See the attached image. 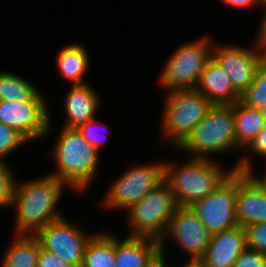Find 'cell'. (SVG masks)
I'll use <instances>...</instances> for the list:
<instances>
[{
    "mask_svg": "<svg viewBox=\"0 0 266 267\" xmlns=\"http://www.w3.org/2000/svg\"><path fill=\"white\" fill-rule=\"evenodd\" d=\"M264 119V128H266V109L262 112Z\"/></svg>",
    "mask_w": 266,
    "mask_h": 267,
    "instance_id": "37",
    "label": "cell"
},
{
    "mask_svg": "<svg viewBox=\"0 0 266 267\" xmlns=\"http://www.w3.org/2000/svg\"><path fill=\"white\" fill-rule=\"evenodd\" d=\"M9 165L5 159L0 158V208H10L15 195L17 177L15 170Z\"/></svg>",
    "mask_w": 266,
    "mask_h": 267,
    "instance_id": "26",
    "label": "cell"
},
{
    "mask_svg": "<svg viewBox=\"0 0 266 267\" xmlns=\"http://www.w3.org/2000/svg\"><path fill=\"white\" fill-rule=\"evenodd\" d=\"M264 12L260 20L259 29L257 30V35L255 36V41L259 46H261L266 51V7L263 8Z\"/></svg>",
    "mask_w": 266,
    "mask_h": 267,
    "instance_id": "32",
    "label": "cell"
},
{
    "mask_svg": "<svg viewBox=\"0 0 266 267\" xmlns=\"http://www.w3.org/2000/svg\"><path fill=\"white\" fill-rule=\"evenodd\" d=\"M261 7H266V0H260Z\"/></svg>",
    "mask_w": 266,
    "mask_h": 267,
    "instance_id": "38",
    "label": "cell"
},
{
    "mask_svg": "<svg viewBox=\"0 0 266 267\" xmlns=\"http://www.w3.org/2000/svg\"><path fill=\"white\" fill-rule=\"evenodd\" d=\"M58 136L52 150L55 169L49 174L81 193L90 187L99 170L100 152L77 128L62 127Z\"/></svg>",
    "mask_w": 266,
    "mask_h": 267,
    "instance_id": "2",
    "label": "cell"
},
{
    "mask_svg": "<svg viewBox=\"0 0 266 267\" xmlns=\"http://www.w3.org/2000/svg\"><path fill=\"white\" fill-rule=\"evenodd\" d=\"M237 171L234 170L211 194L194 202L190 208L211 234L231 229L236 218Z\"/></svg>",
    "mask_w": 266,
    "mask_h": 267,
    "instance_id": "10",
    "label": "cell"
},
{
    "mask_svg": "<svg viewBox=\"0 0 266 267\" xmlns=\"http://www.w3.org/2000/svg\"><path fill=\"white\" fill-rule=\"evenodd\" d=\"M244 150L247 155H242L235 161L233 168L240 172H254L253 156L262 157L266 160V128H263ZM250 157H252V160Z\"/></svg>",
    "mask_w": 266,
    "mask_h": 267,
    "instance_id": "25",
    "label": "cell"
},
{
    "mask_svg": "<svg viewBox=\"0 0 266 267\" xmlns=\"http://www.w3.org/2000/svg\"><path fill=\"white\" fill-rule=\"evenodd\" d=\"M152 267H165V259L161 258L154 266Z\"/></svg>",
    "mask_w": 266,
    "mask_h": 267,
    "instance_id": "35",
    "label": "cell"
},
{
    "mask_svg": "<svg viewBox=\"0 0 266 267\" xmlns=\"http://www.w3.org/2000/svg\"><path fill=\"white\" fill-rule=\"evenodd\" d=\"M166 263H167V262H166V260H165V267H173L172 264H171V266H170V265H167Z\"/></svg>",
    "mask_w": 266,
    "mask_h": 267,
    "instance_id": "39",
    "label": "cell"
},
{
    "mask_svg": "<svg viewBox=\"0 0 266 267\" xmlns=\"http://www.w3.org/2000/svg\"><path fill=\"white\" fill-rule=\"evenodd\" d=\"M68 185L49 174L16 184L11 208L15 210L14 234L36 235L49 223L65 217L59 202ZM13 206V207H12Z\"/></svg>",
    "mask_w": 266,
    "mask_h": 267,
    "instance_id": "1",
    "label": "cell"
},
{
    "mask_svg": "<svg viewBox=\"0 0 266 267\" xmlns=\"http://www.w3.org/2000/svg\"><path fill=\"white\" fill-rule=\"evenodd\" d=\"M225 5L231 8H254L256 6H261L260 0H221Z\"/></svg>",
    "mask_w": 266,
    "mask_h": 267,
    "instance_id": "33",
    "label": "cell"
},
{
    "mask_svg": "<svg viewBox=\"0 0 266 267\" xmlns=\"http://www.w3.org/2000/svg\"><path fill=\"white\" fill-rule=\"evenodd\" d=\"M49 107L41 90L26 101L0 100V122L16 129L29 142L42 140L53 131Z\"/></svg>",
    "mask_w": 266,
    "mask_h": 267,
    "instance_id": "9",
    "label": "cell"
},
{
    "mask_svg": "<svg viewBox=\"0 0 266 267\" xmlns=\"http://www.w3.org/2000/svg\"><path fill=\"white\" fill-rule=\"evenodd\" d=\"M37 267H75L64 262L55 253L44 249L41 245L37 256Z\"/></svg>",
    "mask_w": 266,
    "mask_h": 267,
    "instance_id": "31",
    "label": "cell"
},
{
    "mask_svg": "<svg viewBox=\"0 0 266 267\" xmlns=\"http://www.w3.org/2000/svg\"><path fill=\"white\" fill-rule=\"evenodd\" d=\"M173 267H199L197 264H182V265H173Z\"/></svg>",
    "mask_w": 266,
    "mask_h": 267,
    "instance_id": "36",
    "label": "cell"
},
{
    "mask_svg": "<svg viewBox=\"0 0 266 267\" xmlns=\"http://www.w3.org/2000/svg\"><path fill=\"white\" fill-rule=\"evenodd\" d=\"M256 177L257 179L263 184V186L266 188V171L264 172L263 175H256L255 172H252Z\"/></svg>",
    "mask_w": 266,
    "mask_h": 267,
    "instance_id": "34",
    "label": "cell"
},
{
    "mask_svg": "<svg viewBox=\"0 0 266 267\" xmlns=\"http://www.w3.org/2000/svg\"><path fill=\"white\" fill-rule=\"evenodd\" d=\"M237 145L244 149L264 128L262 111L245 105L241 100L233 104Z\"/></svg>",
    "mask_w": 266,
    "mask_h": 267,
    "instance_id": "21",
    "label": "cell"
},
{
    "mask_svg": "<svg viewBox=\"0 0 266 267\" xmlns=\"http://www.w3.org/2000/svg\"><path fill=\"white\" fill-rule=\"evenodd\" d=\"M195 90L201 92L213 105H233L241 100L226 70L213 57L203 69Z\"/></svg>",
    "mask_w": 266,
    "mask_h": 267,
    "instance_id": "17",
    "label": "cell"
},
{
    "mask_svg": "<svg viewBox=\"0 0 266 267\" xmlns=\"http://www.w3.org/2000/svg\"><path fill=\"white\" fill-rule=\"evenodd\" d=\"M211 237L212 234L190 207H180L171 218L166 236L160 242L161 258L167 260L165 244L171 239L180 247L182 253L189 256L183 264H197L206 252Z\"/></svg>",
    "mask_w": 266,
    "mask_h": 267,
    "instance_id": "11",
    "label": "cell"
},
{
    "mask_svg": "<svg viewBox=\"0 0 266 267\" xmlns=\"http://www.w3.org/2000/svg\"><path fill=\"white\" fill-rule=\"evenodd\" d=\"M29 141L16 129L0 122V158L6 159L8 155ZM17 149V150H16Z\"/></svg>",
    "mask_w": 266,
    "mask_h": 267,
    "instance_id": "27",
    "label": "cell"
},
{
    "mask_svg": "<svg viewBox=\"0 0 266 267\" xmlns=\"http://www.w3.org/2000/svg\"><path fill=\"white\" fill-rule=\"evenodd\" d=\"M243 228L246 248L266 253V223L248 224Z\"/></svg>",
    "mask_w": 266,
    "mask_h": 267,
    "instance_id": "28",
    "label": "cell"
},
{
    "mask_svg": "<svg viewBox=\"0 0 266 267\" xmlns=\"http://www.w3.org/2000/svg\"><path fill=\"white\" fill-rule=\"evenodd\" d=\"M102 122H98L96 118L89 120L88 122L81 124L77 130L82 134L84 140L89 143L92 147L96 148L98 151H101V146L106 141L104 138L99 135L100 125ZM103 128V127H101ZM104 129V128H103ZM103 132V130L101 131Z\"/></svg>",
    "mask_w": 266,
    "mask_h": 267,
    "instance_id": "29",
    "label": "cell"
},
{
    "mask_svg": "<svg viewBox=\"0 0 266 267\" xmlns=\"http://www.w3.org/2000/svg\"><path fill=\"white\" fill-rule=\"evenodd\" d=\"M64 110L66 121L63 127L78 128L81 124L94 119L100 106V97L95 88L89 83L71 85L64 95Z\"/></svg>",
    "mask_w": 266,
    "mask_h": 267,
    "instance_id": "18",
    "label": "cell"
},
{
    "mask_svg": "<svg viewBox=\"0 0 266 267\" xmlns=\"http://www.w3.org/2000/svg\"><path fill=\"white\" fill-rule=\"evenodd\" d=\"M177 149L192 158L205 159L241 150L236 143L233 105H213Z\"/></svg>",
    "mask_w": 266,
    "mask_h": 267,
    "instance_id": "4",
    "label": "cell"
},
{
    "mask_svg": "<svg viewBox=\"0 0 266 267\" xmlns=\"http://www.w3.org/2000/svg\"><path fill=\"white\" fill-rule=\"evenodd\" d=\"M56 55V68L61 77L71 85L86 84L84 76L90 69L91 60L85 46L76 43L66 44L58 50ZM90 65V66H89Z\"/></svg>",
    "mask_w": 266,
    "mask_h": 267,
    "instance_id": "19",
    "label": "cell"
},
{
    "mask_svg": "<svg viewBox=\"0 0 266 267\" xmlns=\"http://www.w3.org/2000/svg\"><path fill=\"white\" fill-rule=\"evenodd\" d=\"M165 161V181L180 207H190L211 194L235 170L233 167L225 170L214 159L190 157L180 166L178 162Z\"/></svg>",
    "mask_w": 266,
    "mask_h": 267,
    "instance_id": "3",
    "label": "cell"
},
{
    "mask_svg": "<svg viewBox=\"0 0 266 267\" xmlns=\"http://www.w3.org/2000/svg\"><path fill=\"white\" fill-rule=\"evenodd\" d=\"M241 101L262 112L266 109V59L260 65L252 84L241 95Z\"/></svg>",
    "mask_w": 266,
    "mask_h": 267,
    "instance_id": "24",
    "label": "cell"
},
{
    "mask_svg": "<svg viewBox=\"0 0 266 267\" xmlns=\"http://www.w3.org/2000/svg\"><path fill=\"white\" fill-rule=\"evenodd\" d=\"M203 35L181 44L171 53L158 76V86L164 91L195 89L199 77L212 57L214 41ZM213 42V43H212Z\"/></svg>",
    "mask_w": 266,
    "mask_h": 267,
    "instance_id": "7",
    "label": "cell"
},
{
    "mask_svg": "<svg viewBox=\"0 0 266 267\" xmlns=\"http://www.w3.org/2000/svg\"><path fill=\"white\" fill-rule=\"evenodd\" d=\"M115 236V267H152L161 259V244L148 237Z\"/></svg>",
    "mask_w": 266,
    "mask_h": 267,
    "instance_id": "16",
    "label": "cell"
},
{
    "mask_svg": "<svg viewBox=\"0 0 266 267\" xmlns=\"http://www.w3.org/2000/svg\"><path fill=\"white\" fill-rule=\"evenodd\" d=\"M81 267H115V234L96 232L85 246Z\"/></svg>",
    "mask_w": 266,
    "mask_h": 267,
    "instance_id": "22",
    "label": "cell"
},
{
    "mask_svg": "<svg viewBox=\"0 0 266 267\" xmlns=\"http://www.w3.org/2000/svg\"><path fill=\"white\" fill-rule=\"evenodd\" d=\"M0 267H37L40 241L36 235L14 234Z\"/></svg>",
    "mask_w": 266,
    "mask_h": 267,
    "instance_id": "20",
    "label": "cell"
},
{
    "mask_svg": "<svg viewBox=\"0 0 266 267\" xmlns=\"http://www.w3.org/2000/svg\"><path fill=\"white\" fill-rule=\"evenodd\" d=\"M246 249L245 231L240 225L212 234L211 242L199 267H232L240 253Z\"/></svg>",
    "mask_w": 266,
    "mask_h": 267,
    "instance_id": "15",
    "label": "cell"
},
{
    "mask_svg": "<svg viewBox=\"0 0 266 267\" xmlns=\"http://www.w3.org/2000/svg\"><path fill=\"white\" fill-rule=\"evenodd\" d=\"M232 267H266V253L246 248Z\"/></svg>",
    "mask_w": 266,
    "mask_h": 267,
    "instance_id": "30",
    "label": "cell"
},
{
    "mask_svg": "<svg viewBox=\"0 0 266 267\" xmlns=\"http://www.w3.org/2000/svg\"><path fill=\"white\" fill-rule=\"evenodd\" d=\"M180 208L169 184L164 180L152 192L127 210L129 236L148 237L161 242L166 236L171 218Z\"/></svg>",
    "mask_w": 266,
    "mask_h": 267,
    "instance_id": "6",
    "label": "cell"
},
{
    "mask_svg": "<svg viewBox=\"0 0 266 267\" xmlns=\"http://www.w3.org/2000/svg\"><path fill=\"white\" fill-rule=\"evenodd\" d=\"M165 94L159 134L176 150L213 104L195 89L170 90Z\"/></svg>",
    "mask_w": 266,
    "mask_h": 267,
    "instance_id": "5",
    "label": "cell"
},
{
    "mask_svg": "<svg viewBox=\"0 0 266 267\" xmlns=\"http://www.w3.org/2000/svg\"><path fill=\"white\" fill-rule=\"evenodd\" d=\"M39 89L23 76L0 71V100L21 102L30 100Z\"/></svg>",
    "mask_w": 266,
    "mask_h": 267,
    "instance_id": "23",
    "label": "cell"
},
{
    "mask_svg": "<svg viewBox=\"0 0 266 267\" xmlns=\"http://www.w3.org/2000/svg\"><path fill=\"white\" fill-rule=\"evenodd\" d=\"M236 218L240 226L266 223V188L252 172L237 171Z\"/></svg>",
    "mask_w": 266,
    "mask_h": 267,
    "instance_id": "14",
    "label": "cell"
},
{
    "mask_svg": "<svg viewBox=\"0 0 266 267\" xmlns=\"http://www.w3.org/2000/svg\"><path fill=\"white\" fill-rule=\"evenodd\" d=\"M165 180V162L155 161L126 168L115 179L102 198V206L110 210H127Z\"/></svg>",
    "mask_w": 266,
    "mask_h": 267,
    "instance_id": "8",
    "label": "cell"
},
{
    "mask_svg": "<svg viewBox=\"0 0 266 267\" xmlns=\"http://www.w3.org/2000/svg\"><path fill=\"white\" fill-rule=\"evenodd\" d=\"M253 41L250 48L217 42L212 47V57L226 70L233 88L240 96L252 84L266 59V51Z\"/></svg>",
    "mask_w": 266,
    "mask_h": 267,
    "instance_id": "12",
    "label": "cell"
},
{
    "mask_svg": "<svg viewBox=\"0 0 266 267\" xmlns=\"http://www.w3.org/2000/svg\"><path fill=\"white\" fill-rule=\"evenodd\" d=\"M84 230L63 217L49 223L36 236L44 249L55 253L64 262L81 267L85 246L95 234V232L87 234Z\"/></svg>",
    "mask_w": 266,
    "mask_h": 267,
    "instance_id": "13",
    "label": "cell"
}]
</instances>
